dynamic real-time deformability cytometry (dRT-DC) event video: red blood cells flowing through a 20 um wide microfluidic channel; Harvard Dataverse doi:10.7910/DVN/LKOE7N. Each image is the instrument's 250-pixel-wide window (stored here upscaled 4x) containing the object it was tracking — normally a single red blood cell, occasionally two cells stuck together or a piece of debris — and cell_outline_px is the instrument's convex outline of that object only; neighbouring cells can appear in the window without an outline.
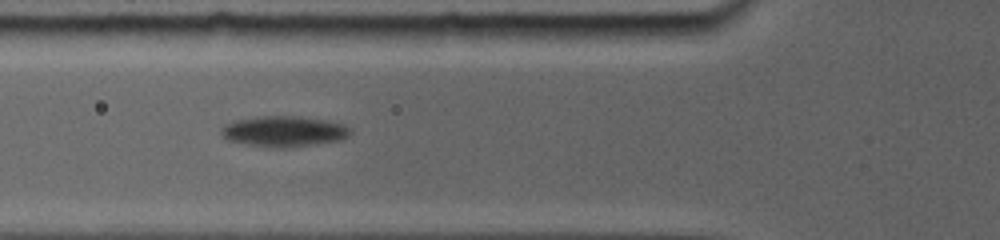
{"species": "common noctule bat (a hibernating species)", "species_latin": "Nyctalus noctula", "temperature_condition": "room temperature", "stored_images_in_passage": 11, "camera_frame_rate_fps": 5000, "um_per_image_px": 0.085, "animal": {"sex": "female", "body_mass_g": 19.0, "forearm_length_mm": 56.7}, "frame": {"image": 1, "passage_image": 2, "time_ms": 1.2, "image_size_px": [1000, 240], "cell_outline_px": [[348, 132], [344, 136], [336, 140], [304, 144], [252, 144], [232, 140], [224, 136], [224, 128], [228, 124], [236, 120], [260, 116], [300, 116], [340, 124], [348, 128]], "centroid_in_image_um": [24.1, 11.09], "position_along_channel_um": 101.7, "area_um2": 20.63}}
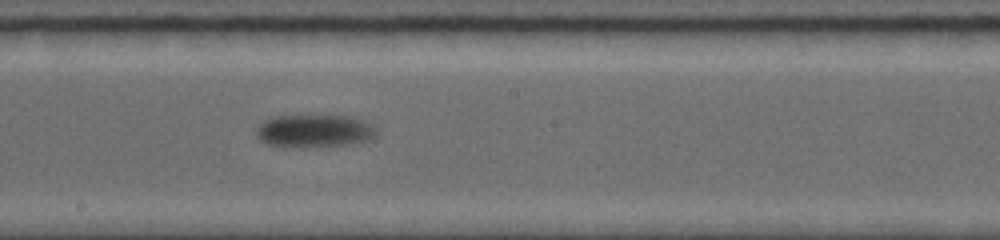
{"frame": {"image": 2, "passage_image": 5, "time_ms": 4.6, "image_size_px": [1000, 240], "cell_outline_px": [[372, 136], [364, 140], [344, 144], [288, 148], [284, 148], [268, 144], [260, 140], [256, 136], [256, 128], [264, 120], [276, 116], [352, 116], [364, 120], [372, 128]], "centroid_in_image_um": [26.56, 11.13], "position_along_channel_um": 221.6, "area_um2": 22.43}}
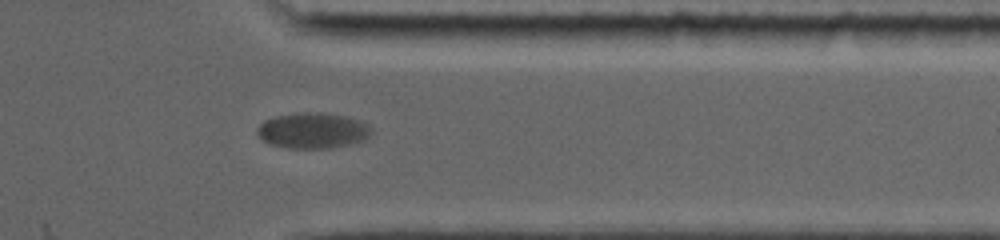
{"frame": {"image": 3, "passage_image": 9, "time_ms": 9.2, "image_size_px": [1000, 240], "cell_outline_px": [[372, 132], [364, 140], [352, 144], [332, 148], [288, 148], [268, 144], [256, 132], [256, 128], [264, 120], [276, 116], [296, 112], [320, 112], [344, 116], [360, 120], [368, 124], [372, 128]], "centroid_in_image_um": [26.59, 11.09], "position_along_channel_um": 384.8, "area_um2": 23.99}}